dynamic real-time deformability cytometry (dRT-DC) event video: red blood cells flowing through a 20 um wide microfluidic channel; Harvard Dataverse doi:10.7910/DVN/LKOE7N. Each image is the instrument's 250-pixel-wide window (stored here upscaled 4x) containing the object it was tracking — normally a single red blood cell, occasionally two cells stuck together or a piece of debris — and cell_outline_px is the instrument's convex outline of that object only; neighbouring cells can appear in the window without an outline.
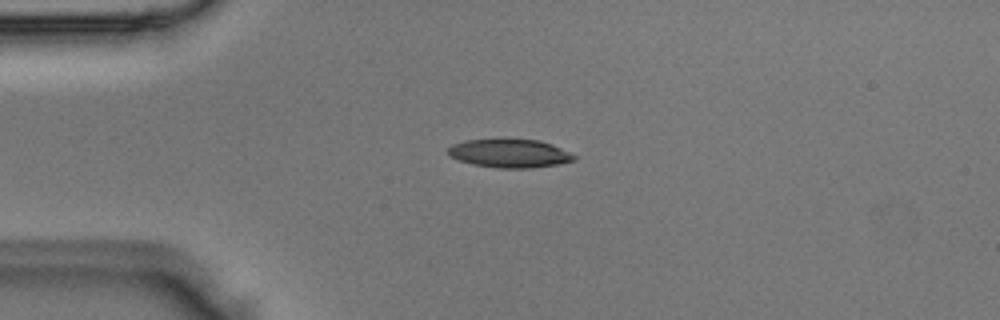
{"species": "Egyptian fruit bat (a non-hibernating species)", "species_latin": "Rousettus aegyptiacus", "temperature_condition": "room temperature", "stored_images_in_passage": 4, "camera_frame_rate_fps": 3000, "um_per_image_px": 0.085, "animal": {"sex": "male"}, "frame": {"image": 1, "passage_image": 4, "time_ms": 1.0, "image_size_px": [1000, 320], "cell_outline_px": [[576, 160], [556, 164], [532, 168], [496, 168], [472, 164], [448, 156], [448, 148], [452, 144], [464, 140], [500, 136], [504, 136], [540, 140], [552, 144], [576, 156]], "centroid_in_image_um": [43.26, 12.98], "position_along_channel_um": 41.7, "area_um2": 21.85}}